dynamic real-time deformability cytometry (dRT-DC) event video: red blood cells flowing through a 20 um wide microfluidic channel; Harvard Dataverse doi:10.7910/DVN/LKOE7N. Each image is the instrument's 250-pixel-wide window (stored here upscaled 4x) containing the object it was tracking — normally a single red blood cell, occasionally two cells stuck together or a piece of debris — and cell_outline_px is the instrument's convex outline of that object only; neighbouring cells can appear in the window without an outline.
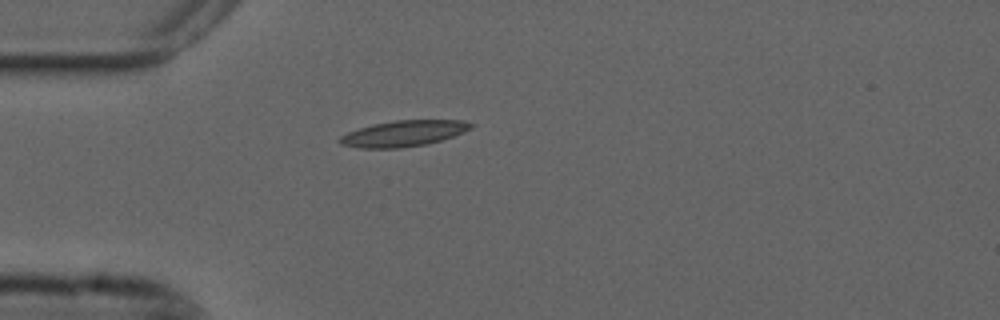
{"species": "common noctule bat (a hibernating species)", "species_latin": "Nyctalus noctula", "temperature_condition": "cold", "stored_images_in_passage": 41, "camera_frame_rate_fps": 3000, "um_per_image_px": 0.085, "animal": {"sex": "male", "forearm_length_mm": 52.5}, "frame": {"image": 1, "passage_image": 1, "time_ms": 0.0, "image_size_px": [1000, 320], "cell_outline_px": [[476, 124], [472, 128], [464, 132], [428, 144], [400, 148], [360, 148], [340, 144], [340, 136], [348, 132], [372, 124], [396, 120], [464, 120]], "centroid_in_image_um": [34.34, 11.34], "position_along_channel_um": 50.7, "area_um2": 19.83}}
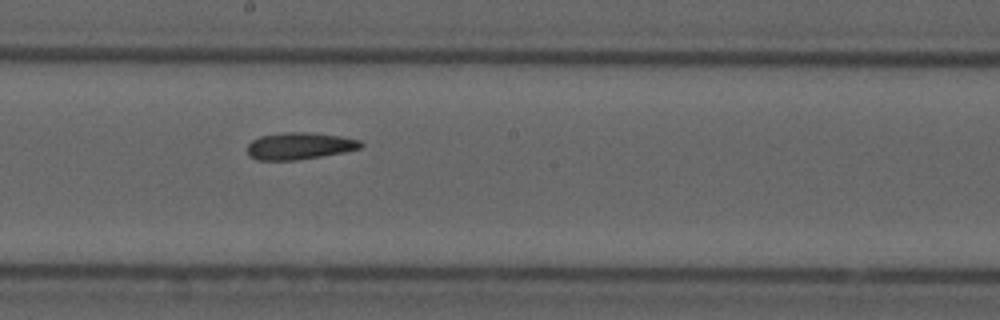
{"frame": {"image": 2, "passage_image": 16, "time_ms": 5.0, "image_size_px": [1000, 320], "cell_outline_px": [[364, 144], [360, 148], [344, 152], [296, 160], [256, 160], [248, 156], [248, 144], [252, 140], [260, 136], [284, 132], [308, 132], [340, 136], [360, 140]], "centroid_in_image_um": [25.44, 12.4], "position_along_channel_um": 222.8, "area_um2": 17.8}}
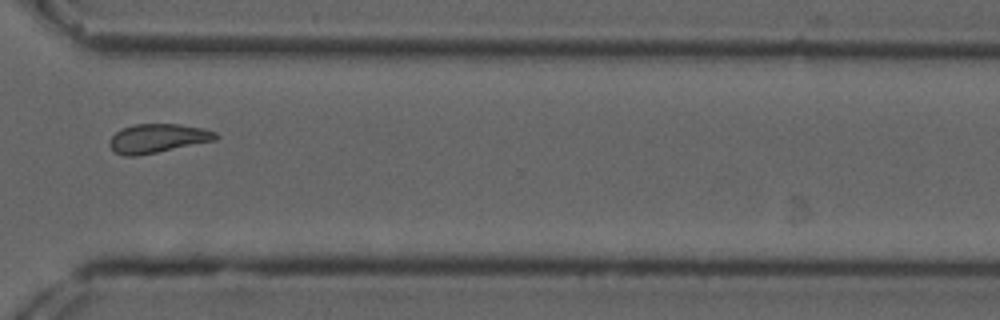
{"frame": {"image": 3, "passage_image": 27, "time_ms": 8.667, "image_size_px": [1000, 320], "cell_outline_px": [[220, 136], [216, 140], [136, 156], [124, 156], [116, 152], [108, 144], [108, 140], [120, 128], [132, 124], [180, 124], [204, 128], [216, 132]], "centroid_in_image_um": [13.39, 11.74], "position_along_channel_um": 357.2, "area_um2": 17.98}}